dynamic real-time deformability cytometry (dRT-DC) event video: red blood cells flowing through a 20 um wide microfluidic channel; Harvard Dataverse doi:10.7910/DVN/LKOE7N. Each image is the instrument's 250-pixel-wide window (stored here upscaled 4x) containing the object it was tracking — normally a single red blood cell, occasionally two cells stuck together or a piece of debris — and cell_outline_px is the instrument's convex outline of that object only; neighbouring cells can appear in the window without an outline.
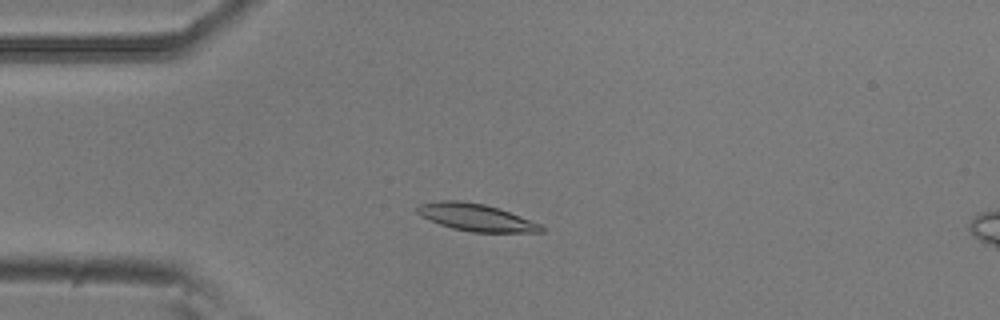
{"species": "common noctule bat (a hibernating species)", "species_latin": "Nyctalus noctula", "temperature_condition": "room temperature", "stored_images_in_passage": 52, "camera_frame_rate_fps": 3000, "um_per_image_px": 0.085, "animal": {"sex": "male", "body_mass_g": 20.5, "forearm_length_mm": 52.5}, "frame": {"image": 1, "passage_image": 12, "time_ms": 3.667, "image_size_px": [1000, 320], "cell_outline_px": [[544, 232], [472, 232], [452, 228], [440, 224], [416, 212], [416, 208], [420, 204], [440, 200], [460, 200], [484, 204], [508, 212], [540, 224], [544, 228]], "centroid_in_image_um": [40.45, 18.47], "position_along_channel_um": 44.6, "area_um2": 19.25}}
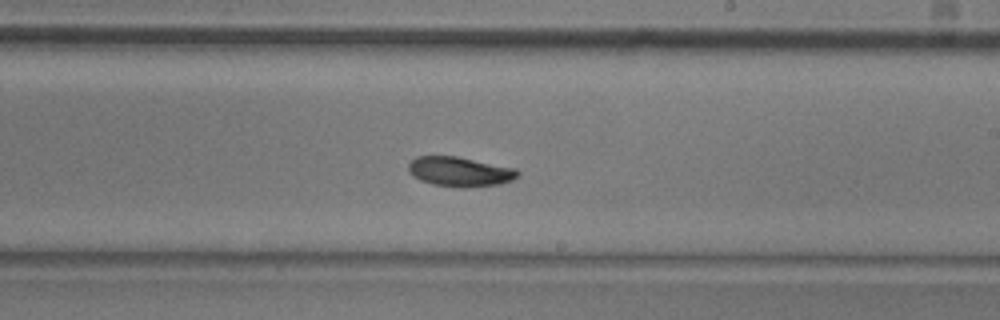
{"frame": {"image": 2, "passage_image": 30, "time_ms": 9.667, "image_size_px": [1000, 320], "cell_outline_px": [[520, 176], [512, 180], [500, 184], [464, 188], [460, 188], [432, 184], [420, 180], [408, 172], [408, 164], [416, 156], [456, 156], [516, 168], [520, 172]], "centroid_in_image_um": [39.1, 14.6], "position_along_channel_um": 249.9, "area_um2": 19.07}}
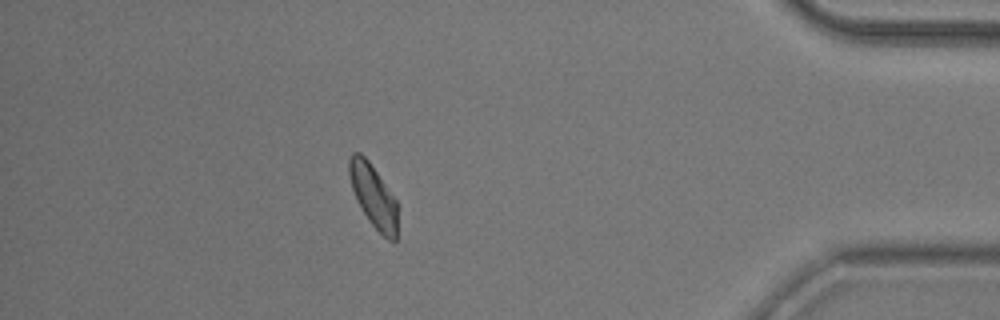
{"frame": {"image": 3, "passage_image": 46, "time_ms": 15.0, "image_size_px": [1000, 320], "cell_outline_px": [[396, 240], [388, 240], [368, 220], [356, 200], [352, 188], [348, 172], [348, 160], [352, 152], [360, 152], [368, 160], [396, 200]], "centroid_in_image_um": [31.69, 16.62], "position_along_channel_um": 403.5, "area_um2": 17.4}, "authors_computed_cell_mechanics": {"area_um2": 18.6983, "velocity_mm_per_s": 3.7227, "shape_relaxation_time_tau1_ms": 3.7064, "shape_relaxation_time_tau2_ms": 10.2316, "deformation_change_tau1": 0.1333, "deformation_change_tau2": 0.1172}}